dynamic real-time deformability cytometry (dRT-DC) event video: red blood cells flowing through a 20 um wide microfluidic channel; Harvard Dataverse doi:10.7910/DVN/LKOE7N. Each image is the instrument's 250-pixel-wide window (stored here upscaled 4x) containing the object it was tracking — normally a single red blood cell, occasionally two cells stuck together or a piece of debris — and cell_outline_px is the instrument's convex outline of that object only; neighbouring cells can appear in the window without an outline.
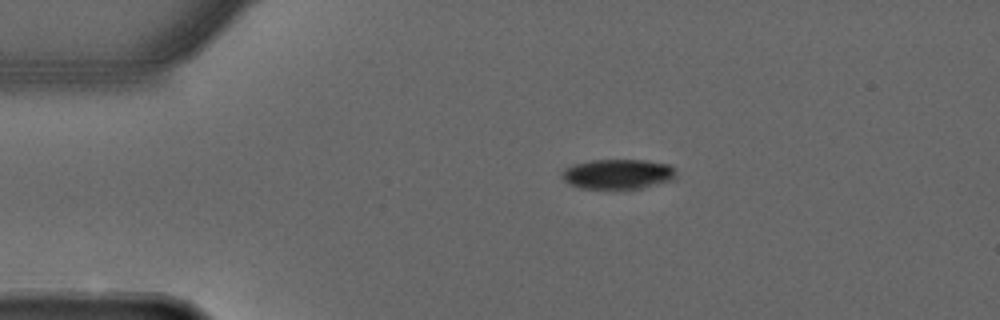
{"species": "common noctule bat (a hibernating species)", "species_latin": "Nyctalus noctula", "temperature_condition": "warm", "stored_images_in_passage": 45, "camera_frame_rate_fps": 3000, "um_per_image_px": 0.085, "animal": {"sex": "male", "forearm_length_mm": 52.5}, "frame": {"image": 1, "passage_image": 1, "time_ms": 0.0, "image_size_px": [1000, 320], "cell_outline_px": [[676, 180], [644, 188], [620, 192], [580, 188], [568, 184], [560, 176], [564, 168], [576, 164], [592, 160], [644, 160], [668, 164], [676, 172]], "centroid_in_image_um": [52.53, 14.86], "position_along_channel_um": 32.5, "area_um2": 20.92}}
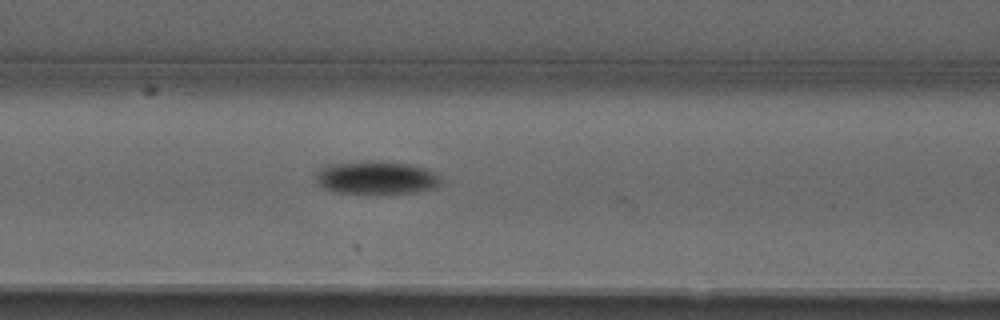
{"frame": {"image": 2, "passage_image": 13, "time_ms": 4.0, "image_size_px": [1000, 320], "cell_outline_px": [[440, 184], [432, 188], [416, 192], [340, 192], [324, 188], [316, 180], [316, 172], [320, 168], [336, 164], [408, 164], [424, 168], [440, 176]], "centroid_in_image_um": [32.01, 15.14], "position_along_channel_um": 134.6, "area_um2": 22.25}}
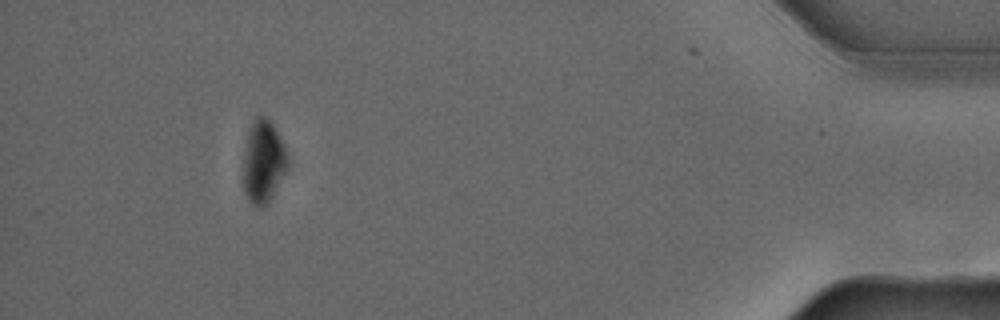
{"frame": {"image": 3, "passage_image": 41, "time_ms": 13.333, "image_size_px": [1000, 320], "cell_outline_px": [[288, 168], [268, 204], [252, 204], [248, 200], [244, 192], [244, 152], [248, 132], [252, 120], [256, 116], [264, 116], [276, 128], [288, 152]], "centroid_in_image_um": [22.4, 13.71], "position_along_channel_um": 412.8, "area_um2": 21.39}, "authors_computed_cell_mechanics": {"area_um2": 22.3686, "velocity_mm_per_s": 3.6928, "shape_relaxation_time_tau1_ms": 2.8336, "shape_relaxation_time_tau2_ms": null, "deformation_change_tau1": 0.1277, "deformation_change_tau2": null}}